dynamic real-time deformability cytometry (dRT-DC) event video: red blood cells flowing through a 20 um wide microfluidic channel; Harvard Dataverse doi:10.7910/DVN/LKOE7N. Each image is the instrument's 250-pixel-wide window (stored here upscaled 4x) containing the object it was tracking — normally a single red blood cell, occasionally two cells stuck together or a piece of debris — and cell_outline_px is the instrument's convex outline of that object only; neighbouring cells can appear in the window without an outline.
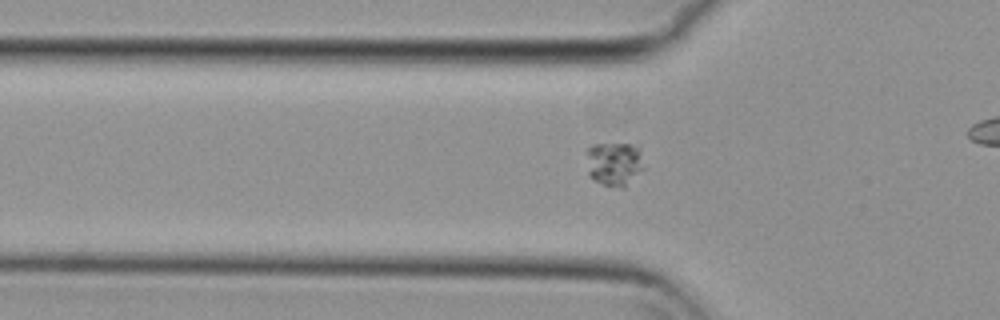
{"species": "common noctule bat (a hibernating species)", "species_latin": "Nyctalus noctula", "temperature_condition": "cold", "stored_images_in_passage": 20, "camera_frame_rate_fps": 3000, "um_per_image_px": 0.085, "animal": {"sex": "female", "body_mass_g": 29.2, "forearm_length_mm": 56.3}, "frame": {"image": 1, "passage_image": 7, "time_ms": 2.0, "image_size_px": [1000, 320], "cell_outline_px": [[644, 168], [624, 188], [620, 188], [604, 184], [592, 180], [588, 176], [588, 148], [592, 144], [640, 144]], "centroid_in_image_um": [52.25, 13.91], "position_along_channel_um": 73.6, "area_um2": 14.91}}
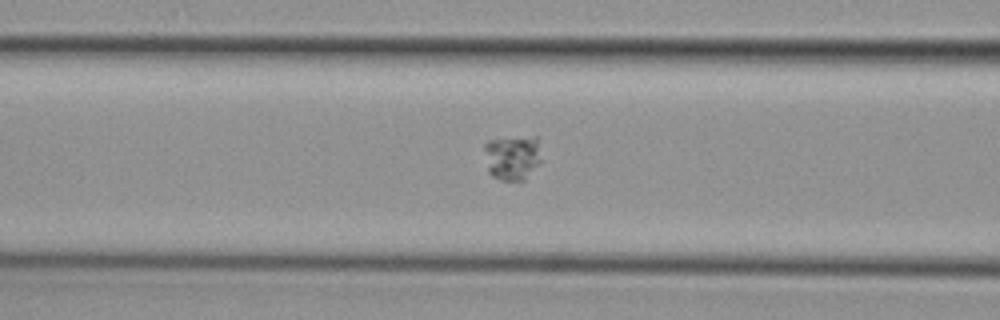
{"frame": {"image": 2, "passage_image": 11, "time_ms": 3.333, "image_size_px": [1000, 320], "cell_outline_px": [[544, 160], [524, 180], [500, 180], [492, 176], [488, 172], [484, 148], [484, 144], [488, 140], [536, 136]], "centroid_in_image_um": [43.59, 13.39], "position_along_channel_um": 123.0, "area_um2": 15.2}}
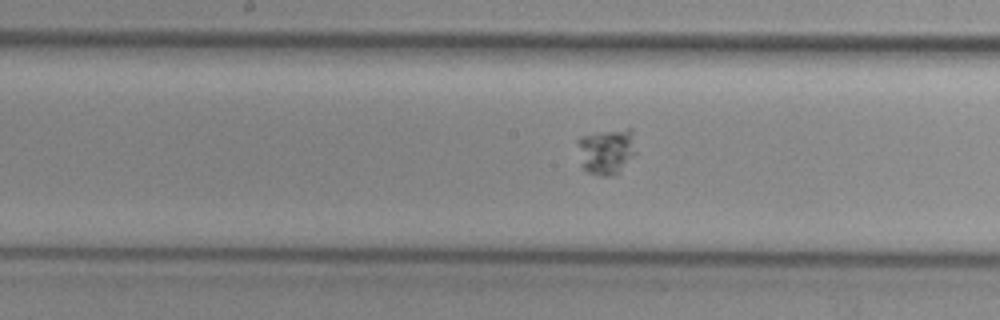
{"frame": {"image": 3, "passage_image": 17, "time_ms": 5.333, "image_size_px": [1000, 320], "cell_outline_px": [[636, 152], [612, 176], [600, 176], [588, 172], [584, 168], [576, 140], [580, 136], [596, 132], [628, 128], [632, 128]], "centroid_in_image_um": [51.54, 12.81], "position_along_channel_um": 196.7, "area_um2": 15.32}}